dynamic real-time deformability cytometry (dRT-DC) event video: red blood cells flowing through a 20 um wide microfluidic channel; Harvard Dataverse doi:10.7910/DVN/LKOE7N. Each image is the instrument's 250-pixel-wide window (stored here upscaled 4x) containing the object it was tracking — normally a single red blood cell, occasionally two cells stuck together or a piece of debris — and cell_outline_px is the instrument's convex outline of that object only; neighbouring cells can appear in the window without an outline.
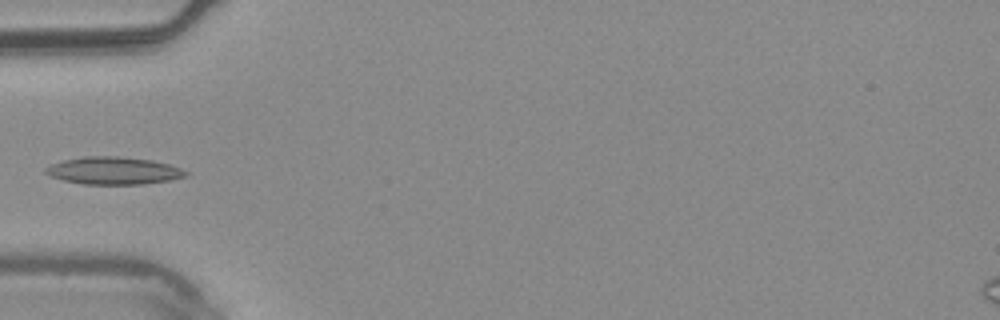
{"species": "common noctule bat (a hibernating species)", "species_latin": "Nyctalus noctula", "temperature_condition": "warm", "stored_images_in_passage": 6, "camera_frame_rate_fps": 3000, "um_per_image_px": 0.085, "animal": {"sex": "male", "body_mass_g": 20.4}, "frame": {"image": 1, "passage_image": 5, "time_ms": 1.333, "image_size_px": [1000, 320], "cell_outline_px": [[188, 176], [172, 180], [144, 184], [84, 184], [64, 180], [52, 176], [44, 172], [44, 168], [52, 164], [64, 160], [84, 156], [120, 156], [152, 160], [168, 164], [180, 168], [188, 172]], "centroid_in_image_um": [9.68, 14.5], "position_along_channel_um": 75.3, "area_um2": 22.43}}